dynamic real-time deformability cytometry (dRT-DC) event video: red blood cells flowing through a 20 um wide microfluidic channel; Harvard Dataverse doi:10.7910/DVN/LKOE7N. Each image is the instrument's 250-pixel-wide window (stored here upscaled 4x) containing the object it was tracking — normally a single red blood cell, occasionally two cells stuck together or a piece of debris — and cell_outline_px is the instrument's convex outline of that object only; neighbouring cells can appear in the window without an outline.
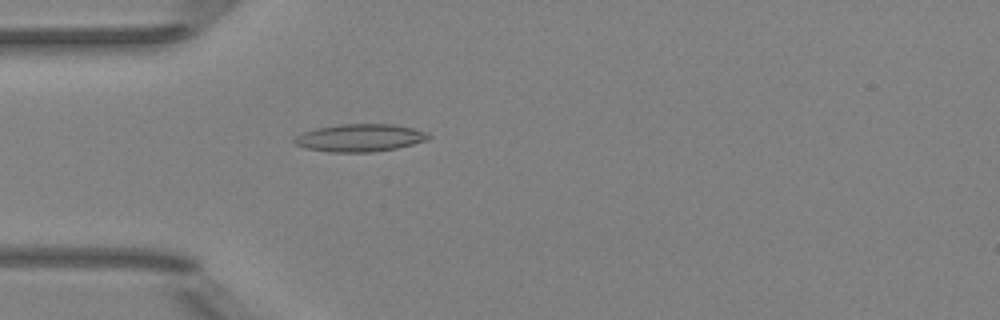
{"species": "Egyptian fruit bat (a non-hibernating species)", "species_latin": "Rousettus aegyptiacus", "temperature_condition": "room temperature", "stored_images_in_passage": 49, "camera_frame_rate_fps": 3000, "um_per_image_px": 0.085, "animal": {"sex": "female"}, "frame": {"image": 1, "passage_image": 13, "time_ms": 4.0, "image_size_px": [1000, 320], "cell_outline_px": [[432, 136], [428, 140], [396, 148], [372, 152], [328, 152], [304, 148], [296, 144], [292, 140], [296, 136], [304, 132], [316, 128], [340, 124], [392, 124], [412, 128], [428, 132]], "centroid_in_image_um": [30.6, 11.71], "position_along_channel_um": 54.4, "area_um2": 21.62}}
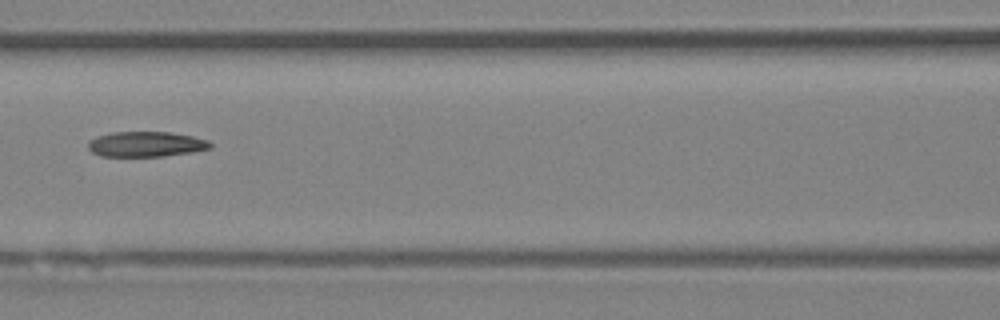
{"frame": {"image": 2, "passage_image": 21, "time_ms": 6.667, "image_size_px": [1000, 320], "cell_outline_px": [[212, 148], [192, 152], [164, 156], [100, 156], [92, 152], [88, 148], [88, 144], [96, 136], [112, 132], [168, 132], [192, 136], [208, 140], [212, 144]], "centroid_in_image_um": [12.42, 12.25], "position_along_channel_um": 154.2, "area_um2": 17.92}}
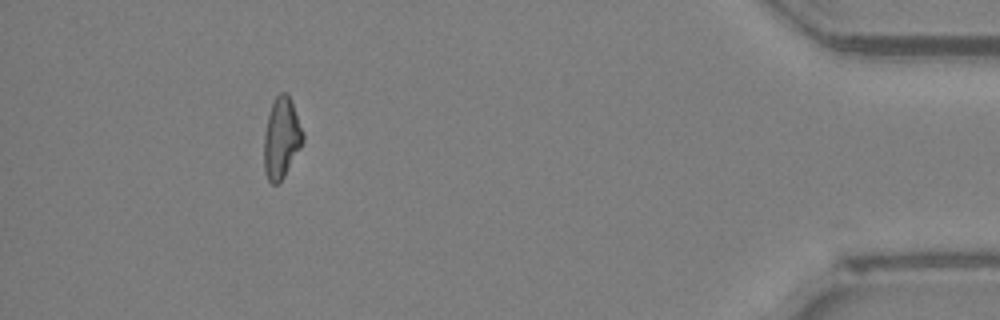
{"frame": {"image": 3, "passage_image": 45, "time_ms": 14.667, "image_size_px": [1000, 320], "cell_outline_px": [[304, 140], [300, 148], [284, 176], [276, 184], [272, 184], [268, 180], [264, 172], [264, 132], [268, 116], [272, 104], [276, 96], [280, 92], [288, 92], [304, 132]], "centroid_in_image_um": [23.92, 11.72], "position_along_channel_um": 411.3, "area_um2": 18.32}, "authors_computed_cell_mechanics": {"area_um2": 18.6116, "velocity_mm_per_s": 3.9859, "shape_relaxation_time_tau1_ms": null, "shape_relaxation_time_tau2_ms": 7.9878, "deformation_change_tau1": null, "deformation_change_tau2": 0.1923}}